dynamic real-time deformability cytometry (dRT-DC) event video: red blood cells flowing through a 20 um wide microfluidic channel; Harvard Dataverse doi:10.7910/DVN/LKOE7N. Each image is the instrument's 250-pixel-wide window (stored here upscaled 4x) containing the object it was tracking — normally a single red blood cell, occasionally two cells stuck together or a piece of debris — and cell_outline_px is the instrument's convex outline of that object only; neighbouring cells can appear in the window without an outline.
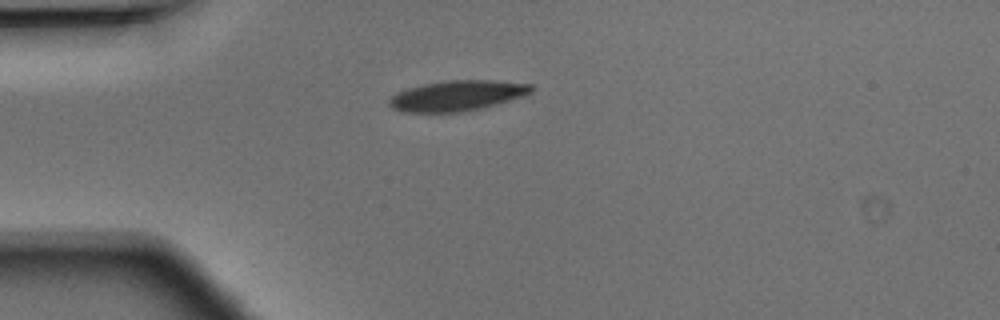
{"species": "Egyptian fruit bat (a non-hibernating species)", "species_latin": "Rousettus aegyptiacus", "temperature_condition": "warm", "stored_images_in_passage": 36, "camera_frame_rate_fps": 3000, "um_per_image_px": 0.085, "animal": {"sex": "male"}, "frame": {"image": 1, "passage_image": 1, "time_ms": 0.0, "image_size_px": [1000, 320], "cell_outline_px": [[536, 88], [532, 92], [524, 96], [484, 108], [460, 112], [404, 112], [392, 108], [388, 104], [388, 100], [396, 92], [408, 88], [424, 84], [452, 80], [492, 80], [532, 84]], "centroid_in_image_um": [38.89, 8.13], "position_along_channel_um": 46.1, "area_um2": 25.32}}
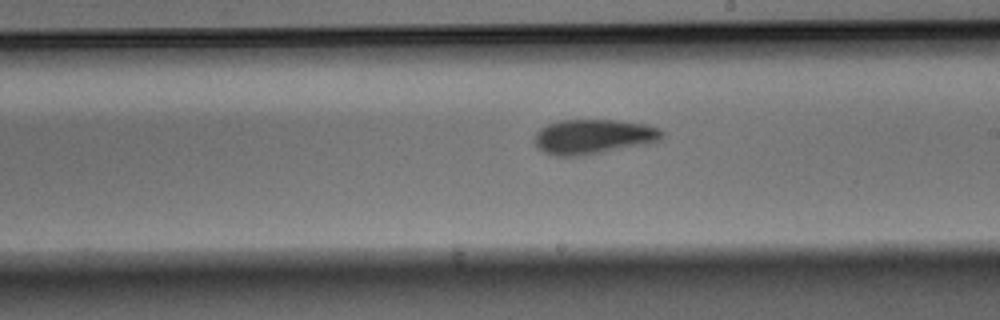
{"frame": {"image": 2, "passage_image": 16, "time_ms": 5.0, "image_size_px": [1000, 320], "cell_outline_px": [[664, 132], [660, 140], [644, 144], [580, 156], [556, 156], [544, 152], [532, 140], [536, 132], [540, 128], [556, 120], [616, 120], [648, 124], [660, 128]], "centroid_in_image_um": [50.41, 11.6], "position_along_channel_um": 238.6, "area_um2": 25.84}}
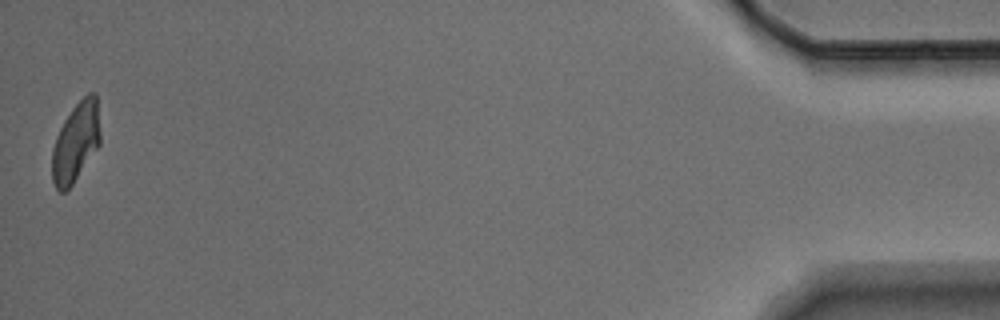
{"frame": {"image": 3, "passage_image": 36, "time_ms": 11.667, "image_size_px": [1000, 320], "cell_outline_px": [[100, 144], [72, 184], [64, 192], [60, 192], [56, 188], [52, 180], [52, 148], [56, 136], [64, 120], [72, 108], [88, 92], [96, 92], [100, 132]], "centroid_in_image_um": [6.44, 12.07], "position_along_channel_um": 428.8, "area_um2": 22.2}}